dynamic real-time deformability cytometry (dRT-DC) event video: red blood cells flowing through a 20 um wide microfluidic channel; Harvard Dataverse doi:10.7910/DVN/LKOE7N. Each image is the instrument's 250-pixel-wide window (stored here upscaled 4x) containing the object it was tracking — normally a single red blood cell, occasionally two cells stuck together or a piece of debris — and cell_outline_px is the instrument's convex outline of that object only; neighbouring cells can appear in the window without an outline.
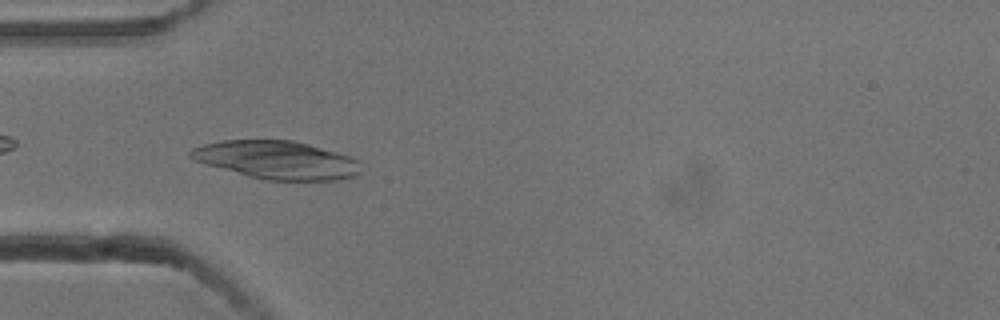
{"species": "common noctule bat (a hibernating species)", "species_latin": "Nyctalus noctula", "temperature_condition": "cold", "stored_images_in_passage": 53, "camera_frame_rate_fps": 3000, "um_per_image_px": 0.085, "animal": {"sex": "male", "body_mass_g": 13.3}, "frame": {"image": 1, "passage_image": 16, "time_ms": 5.0, "image_size_px": [1000, 320], "cell_outline_px": [[360, 172], [352, 176], [336, 180], [264, 180], [248, 176], [204, 164], [192, 160], [188, 156], [188, 152], [192, 148], [204, 144], [220, 140], [292, 140], [308, 144], [352, 156], [356, 160]], "centroid_in_image_um": [23.46, 13.59], "position_along_channel_um": 61.5, "area_um2": 37.8}}
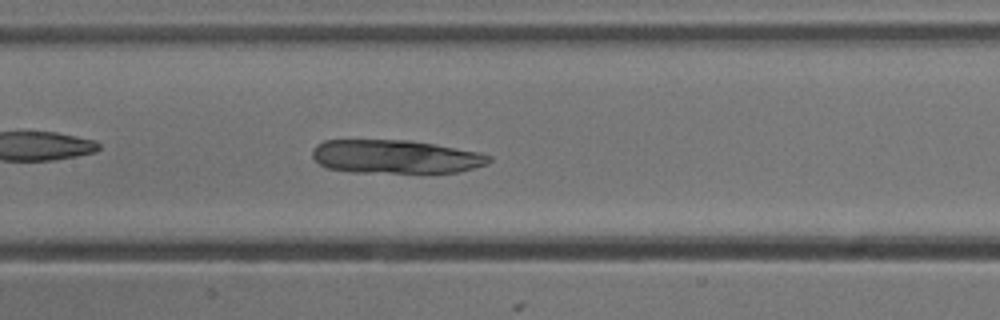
{"frame": {"image": 2, "passage_image": 25, "time_ms": 8.0, "image_size_px": [1000, 320], "cell_outline_px": [[492, 160], [488, 164], [460, 172], [420, 176], [352, 172], [328, 168], [320, 164], [312, 156], [312, 148], [316, 144], [324, 140], [412, 140], [436, 144], [480, 152], [492, 156]], "centroid_in_image_um": [33.7, 13.37], "position_along_channel_um": 173.7, "area_um2": 36.3}}
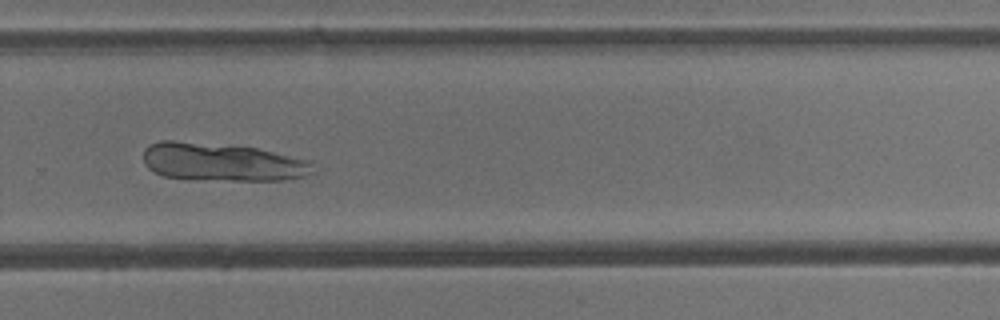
{"frame": {"image": 3, "passage_image": 36, "time_ms": 11.667, "image_size_px": [1000, 320], "cell_outline_px": [[316, 172], [304, 176], [284, 180], [188, 180], [164, 176], [148, 168], [144, 164], [144, 148], [148, 144], [160, 140], [172, 140], [256, 148], [312, 160]], "centroid_in_image_um": [18.89, 13.79], "position_along_channel_um": 310.9, "area_um2": 38.03}}